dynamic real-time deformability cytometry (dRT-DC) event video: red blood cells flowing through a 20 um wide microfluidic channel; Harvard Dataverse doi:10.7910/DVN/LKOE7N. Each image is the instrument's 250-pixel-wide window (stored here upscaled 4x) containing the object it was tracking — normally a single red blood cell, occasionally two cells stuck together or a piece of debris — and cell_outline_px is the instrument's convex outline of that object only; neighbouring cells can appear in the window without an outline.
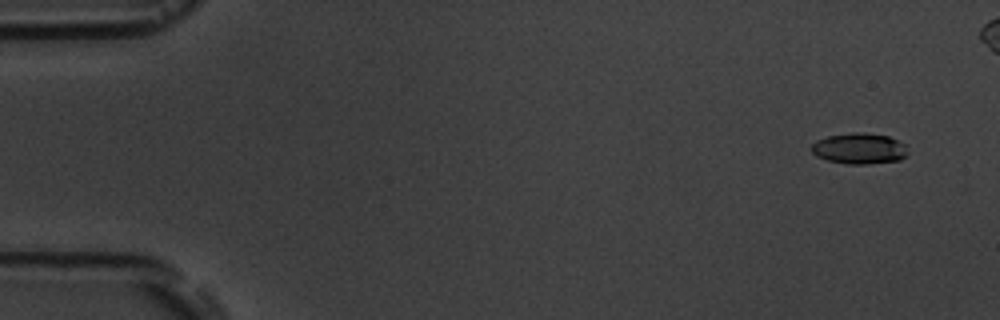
{"species": "common noctule bat (a hibernating species)", "species_latin": "Nyctalus noctula", "temperature_condition": "room temperature", "stored_images_in_passage": 5, "camera_frame_rate_fps": 3000, "um_per_image_px": 0.085, "animal": {"sex": "male", "body_mass_g": 19.5, "forearm_length_mm": 54.6}, "frame": {"image": 1, "passage_image": 1, "time_ms": 0.0, "image_size_px": [1000, 320], "cell_outline_px": [[908, 152], [900, 160], [868, 164], [848, 164], [828, 160], [816, 156], [812, 152], [812, 144], [816, 140], [828, 136], [852, 132], [864, 132], [888, 136], [904, 144]], "centroid_in_image_um": [73.03, 12.62], "position_along_channel_um": 12.0, "area_um2": 17.28}}